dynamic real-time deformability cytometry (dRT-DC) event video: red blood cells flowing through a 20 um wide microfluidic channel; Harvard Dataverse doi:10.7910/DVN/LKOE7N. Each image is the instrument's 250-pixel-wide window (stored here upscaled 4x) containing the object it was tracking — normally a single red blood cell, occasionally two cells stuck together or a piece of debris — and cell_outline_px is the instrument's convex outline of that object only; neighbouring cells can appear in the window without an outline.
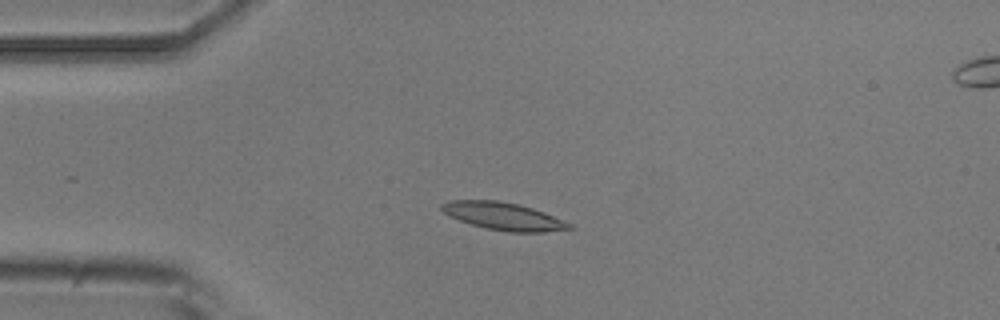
{"species": "common noctule bat (a hibernating species)", "species_latin": "Nyctalus noctula", "temperature_condition": "room temperature", "stored_images_in_passage": 10, "camera_frame_rate_fps": 3000, "um_per_image_px": 0.085, "animal": {"sex": "male", "body_mass_g": 20.5, "forearm_length_mm": 52.5}, "frame": {"image": 1, "passage_image": 4, "time_ms": 3.667, "image_size_px": [1000, 320], "cell_outline_px": [[572, 228], [544, 232], [508, 232], [484, 228], [448, 216], [440, 208], [440, 204], [448, 200], [500, 200], [532, 208], [544, 212], [572, 224]], "centroid_in_image_um": [42.75, 18.37], "position_along_channel_um": 42.3, "area_um2": 20.46}}
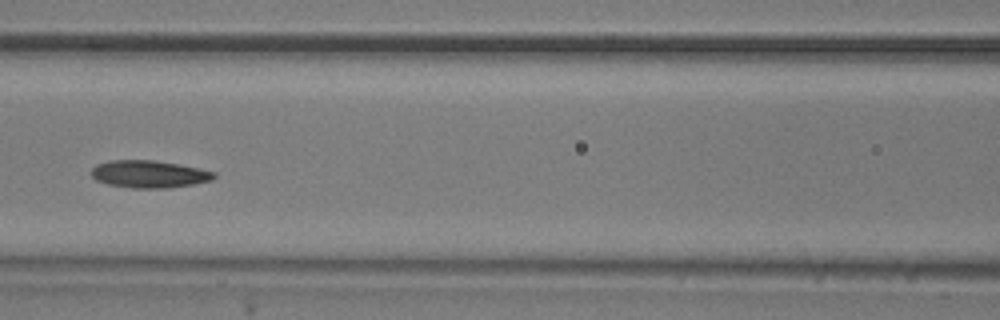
{"frame": {"image": 2, "passage_image": 7, "time_ms": 7.333, "image_size_px": [1000, 320], "cell_outline_px": [[216, 176], [212, 180], [192, 184], [168, 188], [132, 188], [108, 184], [96, 180], [92, 176], [92, 168], [96, 164], [112, 160], [152, 160], [176, 164], [216, 172]], "centroid_in_image_um": [12.65, 14.8], "position_along_channel_um": 153.9, "area_um2": 19.36}}
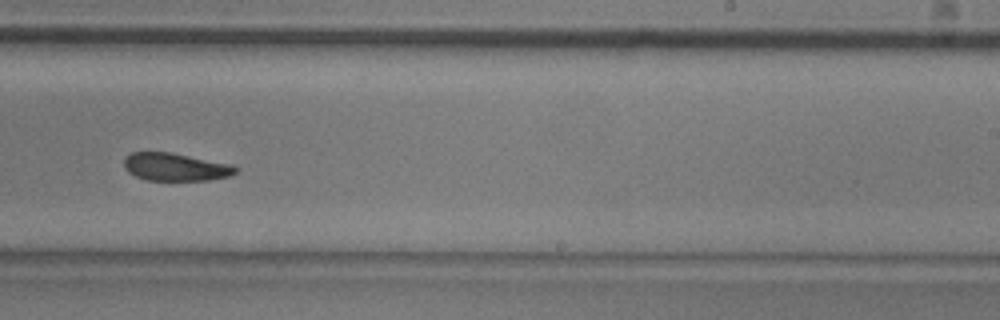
{"frame": {"image": 3, "passage_image": 10, "time_ms": 10.667, "image_size_px": [1000, 320], "cell_outline_px": [[240, 168], [236, 172], [228, 176], [208, 180], [148, 180], [136, 176], [128, 172], [124, 168], [124, 156], [132, 152], [168, 152], [232, 164]], "centroid_in_image_um": [14.9, 14.19], "position_along_channel_um": 274.1, "area_um2": 18.03}}